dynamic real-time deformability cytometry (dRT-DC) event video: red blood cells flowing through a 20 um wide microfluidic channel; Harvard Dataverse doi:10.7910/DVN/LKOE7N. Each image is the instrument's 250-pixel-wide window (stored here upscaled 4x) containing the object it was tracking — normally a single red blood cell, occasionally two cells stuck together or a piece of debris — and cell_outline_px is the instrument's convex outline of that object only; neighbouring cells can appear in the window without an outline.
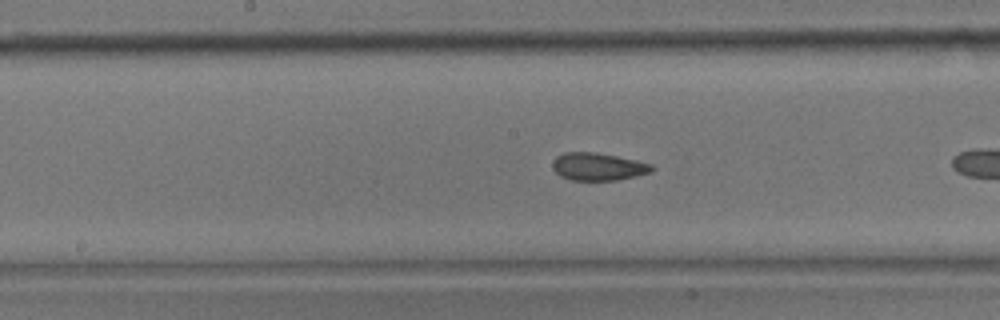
{"species": "common noctule bat (a hibernating species)", "species_latin": "Nyctalus noctula", "temperature_condition": "room temperature", "stored_images_in_passage": 9, "camera_frame_rate_fps": 3000, "um_per_image_px": 0.085, "animal": {"sex": "male", "body_mass_g": 17.9}, "frame": {"image": 1, "passage_image": 8, "time_ms": 2.333, "image_size_px": [1000, 320], "cell_outline_px": [[656, 168], [652, 172], [636, 176], [616, 180], [572, 180], [560, 176], [552, 168], [552, 164], [556, 156], [564, 152], [596, 152], [636, 160], [652, 164]], "centroid_in_image_um": [50.85, 14.16], "position_along_channel_um": 197.3, "area_um2": 16.07}}